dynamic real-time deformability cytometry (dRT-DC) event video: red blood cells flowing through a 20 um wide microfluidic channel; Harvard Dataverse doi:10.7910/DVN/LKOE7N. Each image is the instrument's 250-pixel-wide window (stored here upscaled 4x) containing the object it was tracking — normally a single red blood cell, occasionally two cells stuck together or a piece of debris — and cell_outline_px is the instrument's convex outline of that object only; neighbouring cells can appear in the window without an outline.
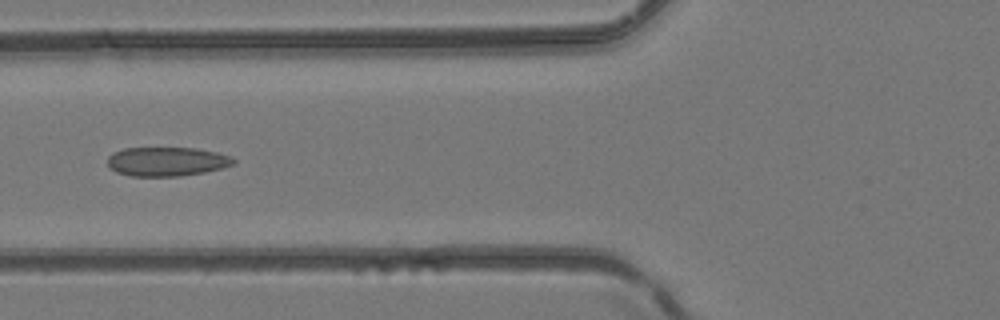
{"species": "common noctule bat (a hibernating species)", "species_latin": "Nyctalus noctula", "temperature_condition": "room temperature", "stored_images_in_passage": 4, "camera_frame_rate_fps": 3000, "um_per_image_px": 0.085, "animal": {"sex": "female", "body_mass_g": 24.6, "forearm_length_mm": 56.2}, "frame": {"image": 1, "passage_image": 4, "time_ms": 1.0, "image_size_px": [1000, 320], "cell_outline_px": [[236, 164], [204, 172], [180, 176], [132, 176], [116, 172], [108, 168], [108, 156], [112, 152], [124, 148], [196, 148], [216, 152], [232, 156], [236, 160]], "centroid_in_image_um": [14.17, 13.73], "position_along_channel_um": 111.6, "area_um2": 21.5}}